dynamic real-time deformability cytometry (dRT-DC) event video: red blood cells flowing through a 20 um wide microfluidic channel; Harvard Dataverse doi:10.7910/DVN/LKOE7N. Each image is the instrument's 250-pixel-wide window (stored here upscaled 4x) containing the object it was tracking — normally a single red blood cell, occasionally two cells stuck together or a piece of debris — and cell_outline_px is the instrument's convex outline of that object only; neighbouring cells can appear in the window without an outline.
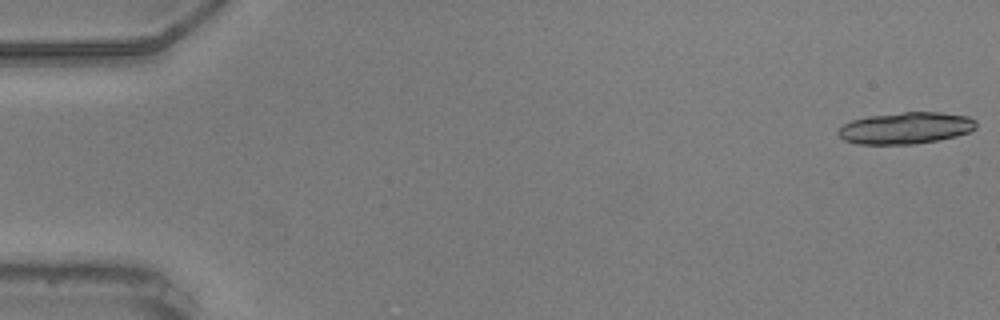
{"species": "common noctule bat (a hibernating species)", "species_latin": "Nyctalus noctula", "temperature_condition": "warm", "stored_images_in_passage": 42, "segment_of_instrument_passage": [1, 2], "camera_frame_rate_fps": 3000, "um_per_image_px": 0.085, "animal": {"sex": "male", "body_mass_g": 20.5, "forearm_length_mm": 52.5}, "frame": {"image": 1, "passage_image": 1, "time_ms": 0.0, "image_size_px": [1000, 320], "cell_outline_px": [[976, 128], [968, 132], [956, 136], [940, 140], [912, 144], [856, 144], [844, 140], [836, 132], [844, 124], [852, 120], [868, 116], [904, 112], [940, 112], [968, 116], [976, 120]], "centroid_in_image_um": [76.99, 10.88], "position_along_channel_um": 8.0, "area_um2": 25.49}}
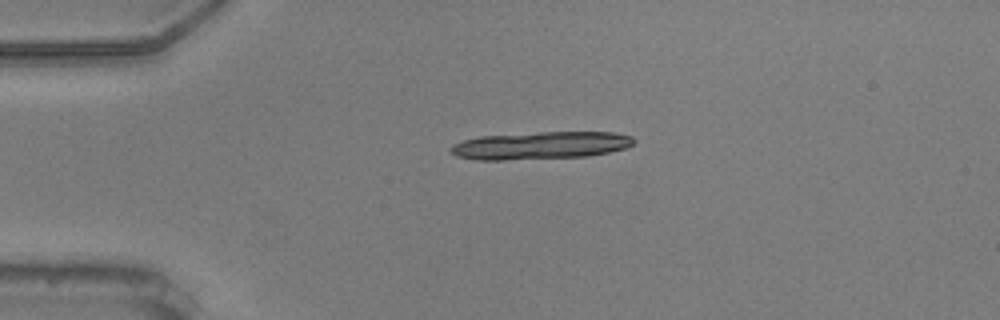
{"frame": {"image": 2, "passage_image": 13, "time_ms": 4.0, "image_size_px": [1000, 320], "cell_outline_px": [[636, 140], [628, 148], [588, 156], [504, 160], [476, 160], [456, 156], [448, 152], [448, 148], [452, 144], [464, 140], [480, 136], [540, 132], [612, 132], [632, 136]], "centroid_in_image_um": [45.91, 12.36], "position_along_channel_um": 39.1, "area_um2": 29.65}}